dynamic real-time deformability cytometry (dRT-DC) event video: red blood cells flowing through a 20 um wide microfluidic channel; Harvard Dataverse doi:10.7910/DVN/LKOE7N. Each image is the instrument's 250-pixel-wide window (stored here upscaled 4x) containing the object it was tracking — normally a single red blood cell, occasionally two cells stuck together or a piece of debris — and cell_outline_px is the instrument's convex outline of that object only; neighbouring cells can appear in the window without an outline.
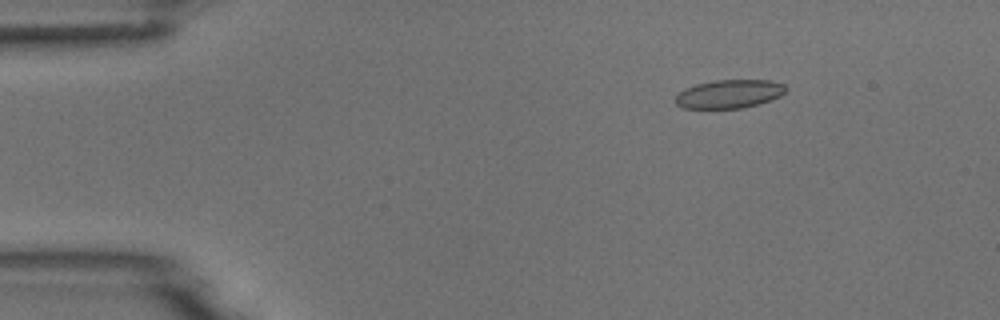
{"species": "common noctule bat (a hibernating species)", "species_latin": "Nyctalus noctula", "temperature_condition": "room temperature", "stored_images_in_passage": 9, "camera_frame_rate_fps": 3000, "um_per_image_px": 0.085, "animal": {"sex": "male", "body_mass_g": 18.8}, "frame": {"image": 1, "passage_image": 3, "time_ms": 2.333, "image_size_px": [1000, 320], "cell_outline_px": [[788, 88], [780, 96], [760, 104], [740, 108], [684, 108], [676, 104], [676, 96], [684, 88], [696, 84], [716, 80], [772, 80], [784, 84]], "centroid_in_image_um": [62.01, 7.98], "position_along_channel_um": 23.0, "area_um2": 18.32}}
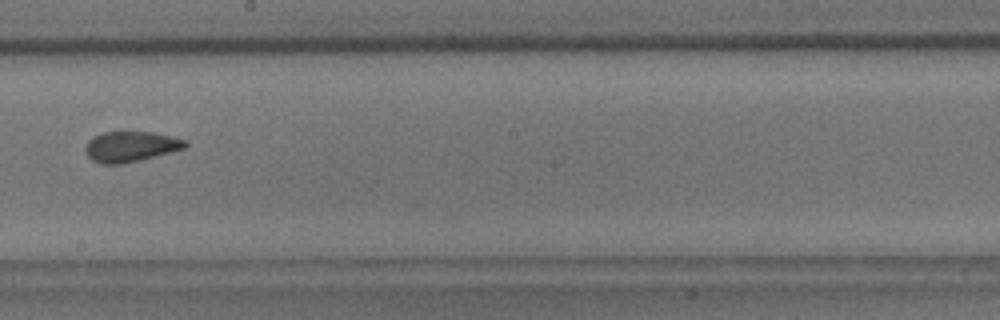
{"frame": {"image": 2, "passage_image": 9, "time_ms": 10.0, "image_size_px": [1000, 320], "cell_outline_px": [[188, 148], [140, 160], [120, 164], [100, 164], [92, 160], [84, 152], [84, 148], [88, 140], [92, 136], [104, 132], [124, 128], [152, 132], [188, 140]], "centroid_in_image_um": [11.1, 12.41], "position_along_channel_um": 237.1, "area_um2": 18.67}}